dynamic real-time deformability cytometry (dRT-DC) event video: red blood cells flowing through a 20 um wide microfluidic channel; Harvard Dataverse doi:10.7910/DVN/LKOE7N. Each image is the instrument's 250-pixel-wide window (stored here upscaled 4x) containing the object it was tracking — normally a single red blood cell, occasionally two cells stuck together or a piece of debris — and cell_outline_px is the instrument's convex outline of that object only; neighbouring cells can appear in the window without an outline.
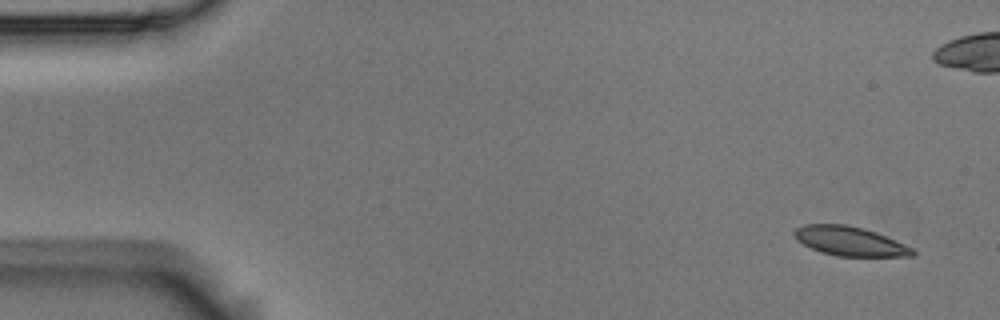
{"species": "Egyptian fruit bat (a non-hibernating species)", "species_latin": "Rousettus aegyptiacus", "temperature_condition": "room temperature", "stored_images_in_passage": 16, "camera_frame_rate_fps": 3000, "um_per_image_px": 0.085, "animal": {"sex": "male"}, "frame": {"image": 1, "passage_image": 1, "time_ms": 0.0, "image_size_px": [1000, 320], "cell_outline_px": [[916, 256], [836, 256], [820, 252], [796, 240], [792, 232], [796, 228], [804, 224], [844, 224], [864, 228], [876, 232], [912, 248], [916, 252]], "centroid_in_image_um": [72.2, 20.5], "position_along_channel_um": 12.8, "area_um2": 20.11}}
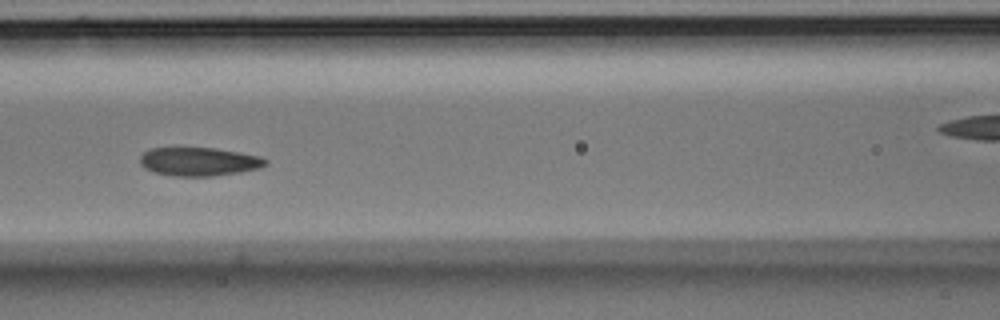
{"frame": {"image": 2, "passage_image": 7, "time_ms": 2.0, "image_size_px": [1000, 320], "cell_outline_px": [[268, 164], [260, 168], [240, 172], [212, 176], [176, 176], [156, 172], [144, 168], [140, 164], [140, 156], [144, 152], [152, 148], [216, 148], [260, 156], [268, 160]], "centroid_in_image_um": [16.94, 13.73], "position_along_channel_um": 149.7, "area_um2": 20.81}}